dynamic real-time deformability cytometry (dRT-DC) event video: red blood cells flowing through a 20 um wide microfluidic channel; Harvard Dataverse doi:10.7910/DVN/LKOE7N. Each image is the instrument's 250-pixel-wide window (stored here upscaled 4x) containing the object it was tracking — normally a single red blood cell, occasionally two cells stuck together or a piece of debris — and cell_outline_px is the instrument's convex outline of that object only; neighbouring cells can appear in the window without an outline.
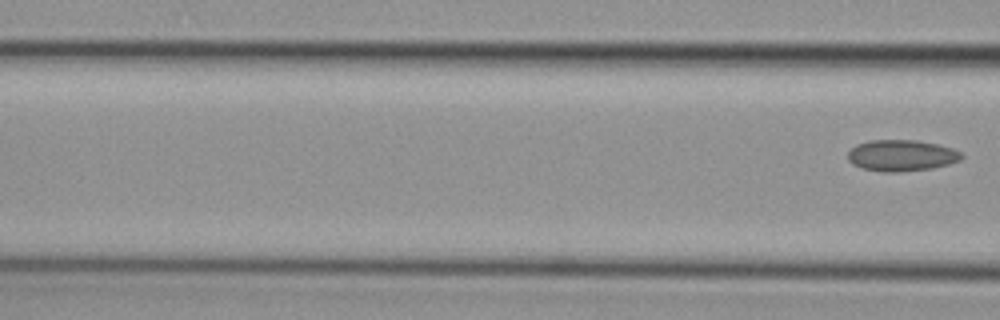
{"species": "common noctule bat (a hibernating species)", "species_latin": "Nyctalus noctula", "temperature_condition": "cold", "stored_images_in_passage": 5, "camera_frame_rate_fps": 3000, "um_per_image_px": 0.085, "animal": {"sex": "female", "body_mass_g": 29.2, "forearm_length_mm": 56.3}, "frame": {"image": 1, "passage_image": 5, "time_ms": 1.333, "image_size_px": [1000, 320], "cell_outline_px": [[964, 156], [960, 160], [948, 164], [932, 168], [900, 172], [884, 172], [860, 168], [852, 164], [848, 160], [848, 152], [856, 144], [872, 140], [916, 140], [936, 144], [952, 148], [960, 152]], "centroid_in_image_um": [76.6, 13.22], "position_along_channel_um": 90.0, "area_um2": 20.75}}